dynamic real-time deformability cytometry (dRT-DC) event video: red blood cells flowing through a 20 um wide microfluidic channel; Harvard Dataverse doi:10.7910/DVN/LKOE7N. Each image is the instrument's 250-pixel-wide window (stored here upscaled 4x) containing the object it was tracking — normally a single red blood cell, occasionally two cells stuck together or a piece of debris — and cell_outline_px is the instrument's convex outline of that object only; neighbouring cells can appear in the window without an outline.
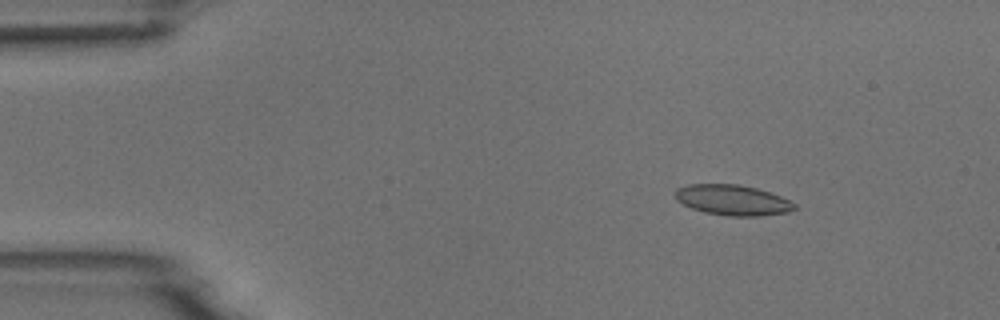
{"species": "common noctule bat (a hibernating species)", "species_latin": "Nyctalus noctula", "temperature_condition": "room temperature", "stored_images_in_passage": 6, "camera_frame_rate_fps": 3000, "um_per_image_px": 0.085, "animal": {"sex": "male", "body_mass_g": 18.8}, "frame": {"image": 1, "passage_image": 2, "time_ms": 1.333, "image_size_px": [1000, 320], "cell_outline_px": [[796, 208], [788, 212], [760, 216], [728, 216], [704, 212], [692, 208], [676, 200], [676, 188], [688, 184], [736, 184], [756, 188], [780, 196], [796, 204]], "centroid_in_image_um": [62.26, 17.01], "position_along_channel_um": 22.7, "area_um2": 21.04}}
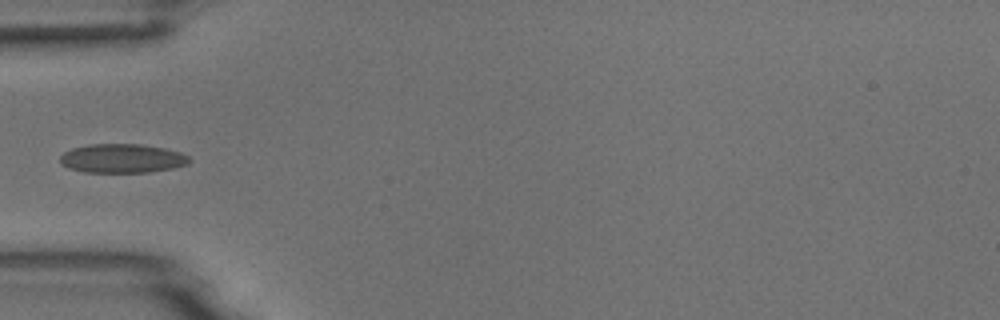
{"frame": {"image": 2, "passage_image": 5, "time_ms": 4.667, "image_size_px": [1000, 320], "cell_outline_px": [[192, 160], [188, 164], [172, 168], [148, 172], [84, 172], [68, 168], [60, 160], [60, 156], [64, 152], [72, 148], [88, 144], [140, 144], [164, 148], [180, 152], [188, 156]], "centroid_in_image_um": [10.39, 13.46], "position_along_channel_um": 74.6, "area_um2": 21.79}}